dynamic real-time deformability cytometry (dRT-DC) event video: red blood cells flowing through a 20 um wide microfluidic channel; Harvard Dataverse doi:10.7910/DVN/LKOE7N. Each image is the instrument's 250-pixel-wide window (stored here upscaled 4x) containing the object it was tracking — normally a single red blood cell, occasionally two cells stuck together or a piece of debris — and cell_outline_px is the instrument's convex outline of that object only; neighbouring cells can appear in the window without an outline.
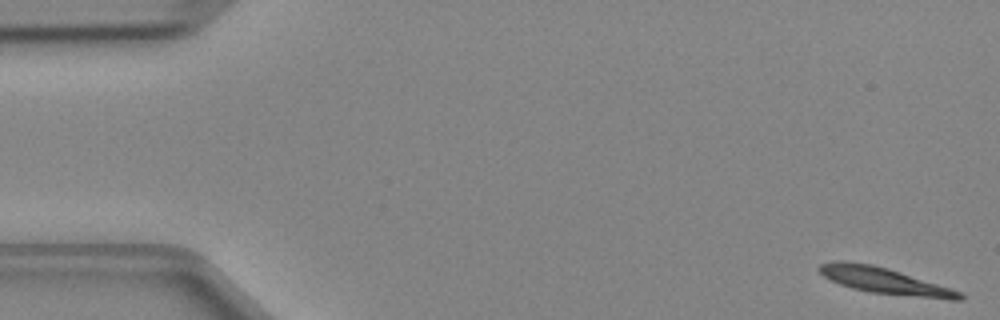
{"species": "Egyptian fruit bat (a non-hibernating species)", "species_latin": "Rousettus aegyptiacus", "temperature_condition": "cold", "stored_images_in_passage": 14, "camera_frame_rate_fps": 3000, "um_per_image_px": 0.085, "animal": {"sex": "female"}, "frame": {"image": 1, "passage_image": 1, "time_ms": 0.0, "image_size_px": [1000, 320], "cell_outline_px": [[964, 300], [948, 300], [868, 292], [852, 288], [840, 284], [824, 276], [816, 268], [820, 264], [832, 260], [844, 260], [872, 264], [888, 268], [952, 288], [964, 292]], "centroid_in_image_um": [75.23, 23.87], "position_along_channel_um": 9.8, "area_um2": 21.79}}
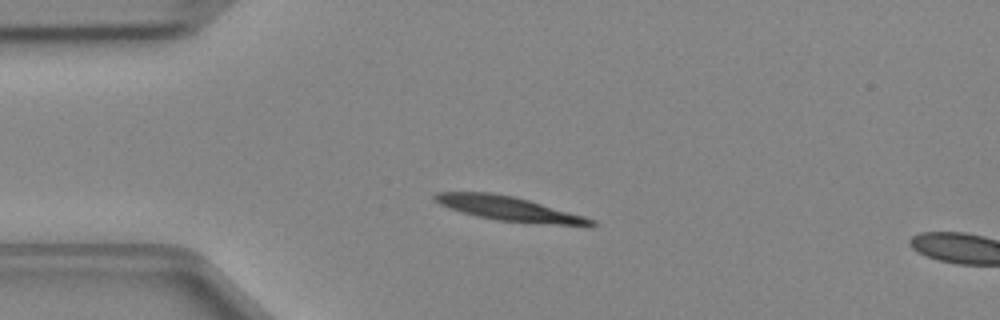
{"frame": {"image": 2, "passage_image": 11, "time_ms": 3.333, "image_size_px": [1000, 320], "cell_outline_px": [[600, 224], [588, 228], [496, 220], [476, 216], [460, 212], [440, 204], [432, 200], [432, 196], [436, 192], [492, 192], [516, 196], [584, 216], [596, 220]], "centroid_in_image_um": [43.39, 17.77], "position_along_channel_um": 41.6, "area_um2": 23.0}}